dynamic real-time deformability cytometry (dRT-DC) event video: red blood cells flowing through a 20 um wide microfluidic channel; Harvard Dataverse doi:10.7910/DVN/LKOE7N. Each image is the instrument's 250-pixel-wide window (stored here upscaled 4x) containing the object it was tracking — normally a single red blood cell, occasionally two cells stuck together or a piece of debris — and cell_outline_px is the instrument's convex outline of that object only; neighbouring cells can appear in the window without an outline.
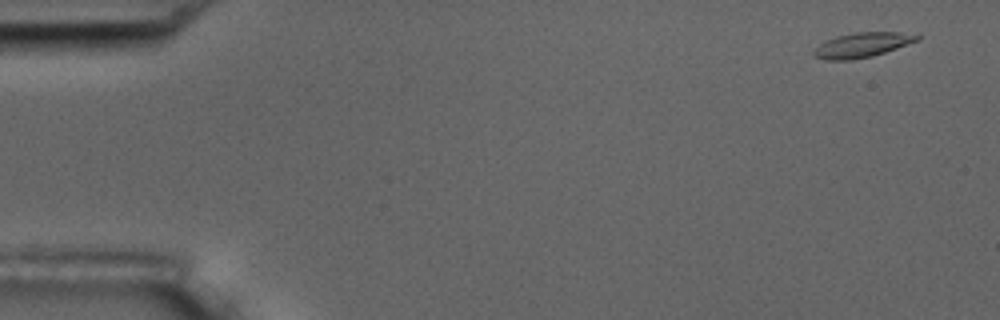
{"species": "common noctule bat (a hibernating species)", "species_latin": "Nyctalus noctula", "temperature_condition": "room temperature", "stored_images_in_passage": 5, "camera_frame_rate_fps": 3000, "um_per_image_px": 0.085, "animal": {"sex": "male", "body_mass_g": 17.5, "forearm_length_mm": 52.3}, "frame": {"image": 1, "passage_image": 1, "time_ms": 0.0, "image_size_px": [1000, 320], "cell_outline_px": [[920, 40], [872, 56], [852, 60], [828, 60], [812, 56], [812, 52], [820, 44], [836, 36], [856, 32], [900, 32], [920, 36]], "centroid_in_image_um": [73.27, 3.83], "position_along_channel_um": 11.7, "area_um2": 14.74}}
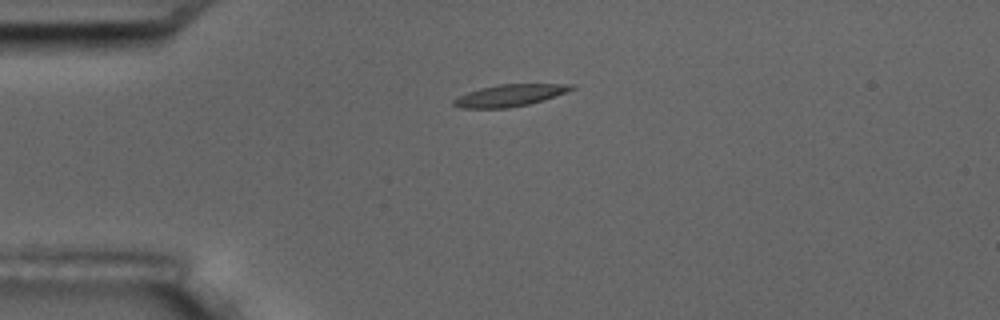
{"frame": {"image": 2, "passage_image": 4, "time_ms": 3.667, "image_size_px": [1000, 320], "cell_outline_px": [[576, 88], [544, 100], [528, 104], [508, 108], [460, 108], [452, 104], [452, 100], [468, 92], [480, 88], [496, 84], [572, 84]], "centroid_in_image_um": [43.31, 8.11], "position_along_channel_um": 41.7, "area_um2": 14.97}}